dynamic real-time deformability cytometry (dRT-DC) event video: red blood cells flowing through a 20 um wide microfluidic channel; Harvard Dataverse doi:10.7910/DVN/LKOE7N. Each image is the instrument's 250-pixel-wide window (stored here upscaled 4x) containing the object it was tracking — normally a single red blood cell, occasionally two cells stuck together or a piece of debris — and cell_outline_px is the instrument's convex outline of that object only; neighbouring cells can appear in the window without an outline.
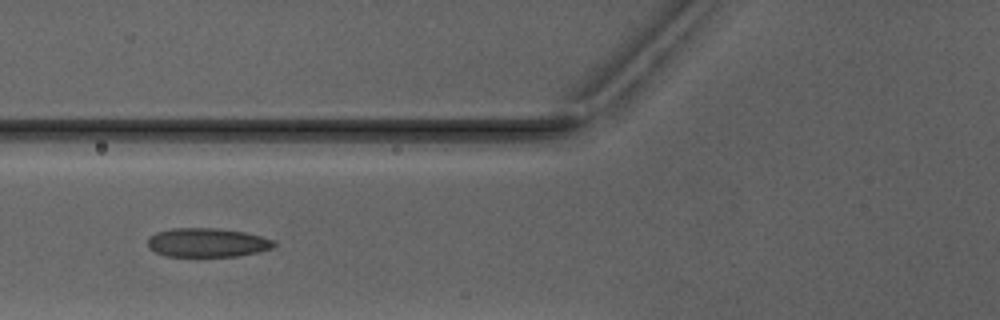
{"species": "Egyptian fruit bat (a non-hibernating species)", "species_latin": "Rousettus aegyptiacus", "temperature_condition": "warm", "stored_images_in_passage": 6, "camera_frame_rate_fps": 3000, "um_per_image_px": 0.085, "animal": {"sex": "male"}, "frame": {"image": 1, "passage_image": 6, "time_ms": 6.0, "image_size_px": [1000, 320], "cell_outline_px": [[276, 244], [272, 248], [256, 252], [236, 256], [164, 256], [148, 248], [148, 236], [156, 232], [172, 228], [216, 228], [244, 232], [276, 240]], "centroid_in_image_um": [17.59, 20.61], "position_along_channel_um": 108.2, "area_um2": 21.33}}